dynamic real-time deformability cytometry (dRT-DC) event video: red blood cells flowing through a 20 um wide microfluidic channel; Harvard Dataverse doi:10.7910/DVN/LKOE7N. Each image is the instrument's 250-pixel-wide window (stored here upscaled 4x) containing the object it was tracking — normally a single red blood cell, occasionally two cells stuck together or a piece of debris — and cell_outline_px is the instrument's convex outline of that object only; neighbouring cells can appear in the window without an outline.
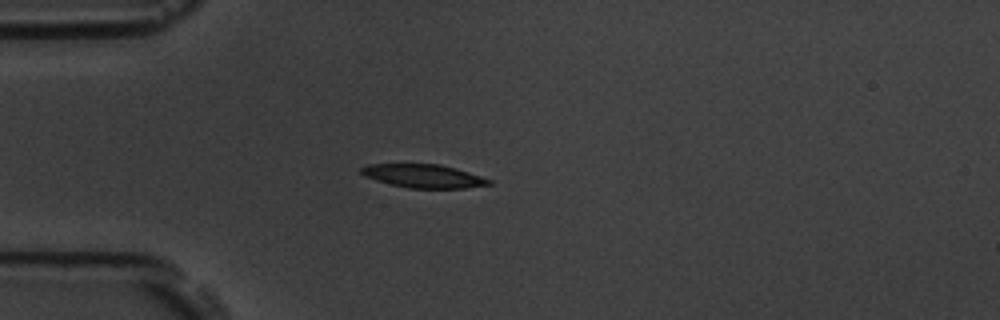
{"species": "common noctule bat (a hibernating species)", "species_latin": "Nyctalus noctula", "temperature_condition": "room temperature", "stored_images_in_passage": 40, "camera_frame_rate_fps": 3000, "um_per_image_px": 0.085, "animal": {"sex": "male", "body_mass_g": 19.5, "forearm_length_mm": 54.6}, "frame": {"image": 1, "passage_image": 1, "time_ms": 0.0, "image_size_px": [1000, 320], "cell_outline_px": [[492, 184], [464, 188], [408, 188], [376, 180], [364, 176], [360, 172], [360, 168], [368, 164], [440, 164], [468, 172], [492, 180]], "centroid_in_image_um": [35.98, 14.96], "position_along_channel_um": 49.0, "area_um2": 17.28}}
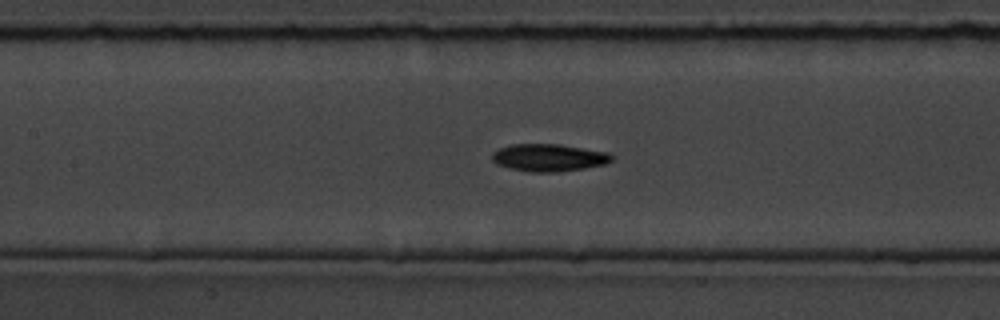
{"frame": {"image": 2, "passage_image": 11, "time_ms": 3.333, "image_size_px": [1000, 320], "cell_outline_px": [[612, 160], [604, 164], [584, 168], [556, 172], [532, 172], [512, 168], [496, 164], [492, 160], [492, 152], [500, 148], [512, 144], [560, 144], [608, 152], [612, 156]], "centroid_in_image_um": [46.64, 13.39], "position_along_channel_um": 160.8, "area_um2": 18.96}}
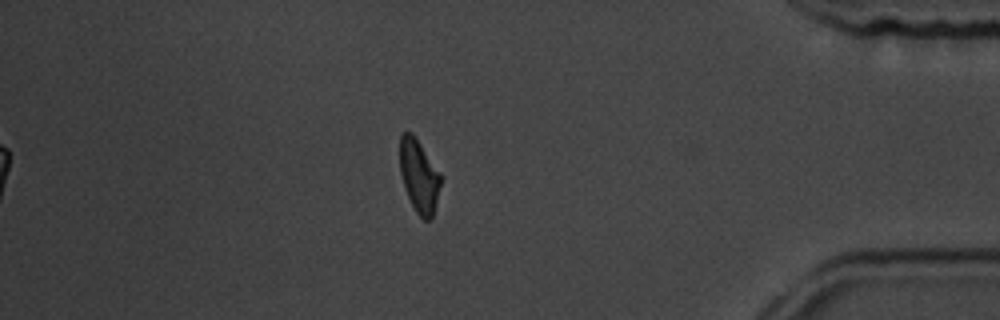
{"frame": {"image": 3, "passage_image": 33, "time_ms": 10.667, "image_size_px": [1000, 320], "cell_outline_px": [[440, 184], [432, 216], [428, 220], [424, 220], [416, 212], [404, 188], [400, 172], [400, 136], [404, 132], [412, 132], [440, 172]], "centroid_in_image_um": [35.59, 14.93], "position_along_channel_um": 399.6, "area_um2": 16.99}, "authors_computed_cell_mechanics": {"area_um2": 18.3804, "velocity_mm_per_s": 3.7703, "shape_relaxation_time_tau1_ms": 3.0574, "shape_relaxation_time_tau2_ms": 4.0065, "deformation_change_tau1": 0.1449, "deformation_change_tau2": 0.1043}}